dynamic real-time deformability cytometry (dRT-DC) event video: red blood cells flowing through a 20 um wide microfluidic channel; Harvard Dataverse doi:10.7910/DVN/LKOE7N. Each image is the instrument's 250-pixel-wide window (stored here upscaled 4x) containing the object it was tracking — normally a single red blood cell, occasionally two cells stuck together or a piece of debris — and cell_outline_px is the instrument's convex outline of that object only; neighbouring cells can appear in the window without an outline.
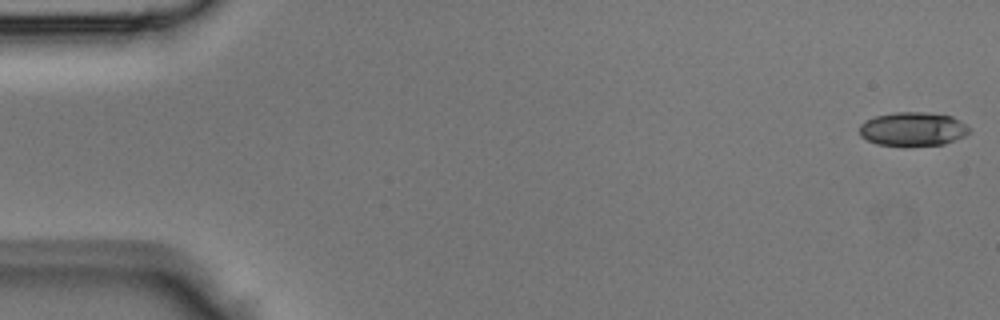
{"species": "Egyptian fruit bat (a non-hibernating species)", "species_latin": "Rousettus aegyptiacus", "temperature_condition": "room temperature", "stored_images_in_passage": 44, "camera_frame_rate_fps": 3000, "um_per_image_px": 0.085, "animal": {"sex": "male"}, "frame": {"image": 1, "passage_image": 1, "time_ms": 0.0, "image_size_px": [1000, 320], "cell_outline_px": [[968, 132], [964, 136], [944, 144], [904, 148], [876, 144], [860, 136], [860, 124], [876, 116], [896, 112], [924, 112], [952, 116], [960, 120], [968, 128]], "centroid_in_image_um": [77.57, 11.0], "position_along_channel_um": 7.4, "area_um2": 21.96}}
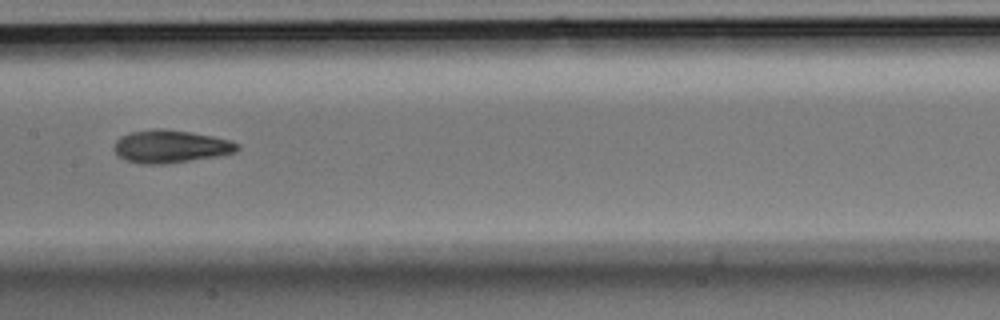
{"frame": {"image": 2, "passage_image": 22, "time_ms": 7.0, "image_size_px": [1000, 320], "cell_outline_px": [[240, 148], [236, 152], [216, 156], [164, 164], [140, 164], [128, 160], [120, 156], [112, 148], [116, 140], [120, 136], [128, 132], [156, 128], [164, 128], [212, 136], [232, 140], [240, 144]], "centroid_in_image_um": [14.49, 12.43], "position_along_channel_um": 192.9, "area_um2": 23.58}}
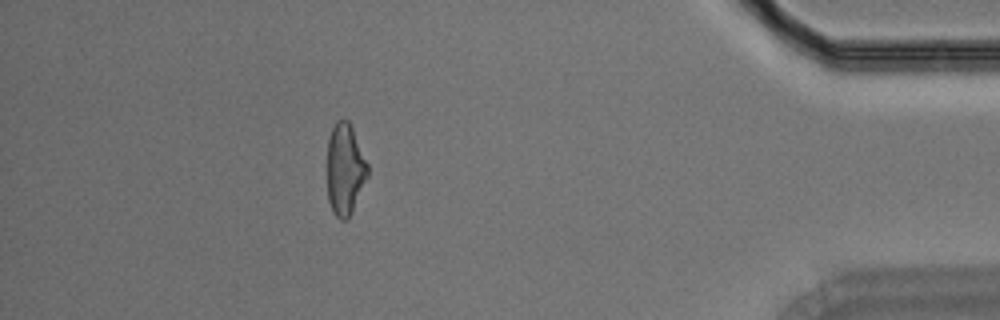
{"frame": {"image": 3, "passage_image": 39, "time_ms": 12.667, "image_size_px": [1000, 320], "cell_outline_px": [[368, 176], [352, 212], [348, 220], [340, 220], [332, 212], [328, 200], [328, 136], [336, 120], [348, 120], [352, 128], [368, 164]], "centroid_in_image_um": [29.32, 14.42], "position_along_channel_um": 405.9, "area_um2": 21.56}}